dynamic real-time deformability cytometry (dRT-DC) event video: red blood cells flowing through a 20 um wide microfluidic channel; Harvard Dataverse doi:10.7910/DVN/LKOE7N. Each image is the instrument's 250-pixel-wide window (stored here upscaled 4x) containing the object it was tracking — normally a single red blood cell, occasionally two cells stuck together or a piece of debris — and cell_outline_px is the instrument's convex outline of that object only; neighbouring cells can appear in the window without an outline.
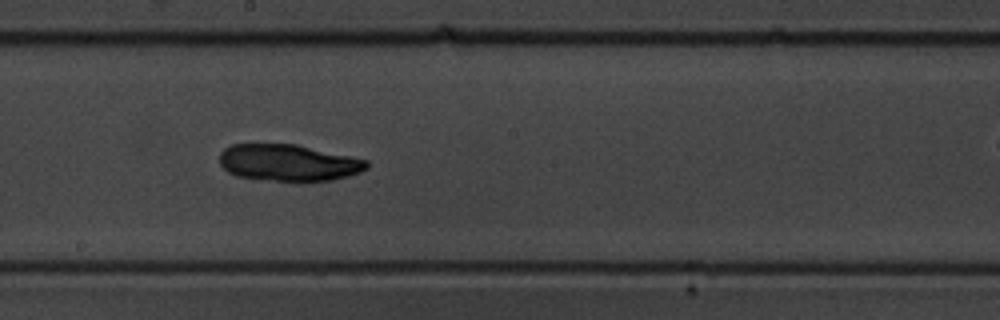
{"species": "common noctule bat (a hibernating species)", "species_latin": "Nyctalus noctula", "temperature_condition": "warm", "stored_images_in_passage": 11, "camera_frame_rate_fps": 3000, "um_per_image_px": 0.085, "animal": {"sex": "male", "body_mass_g": 19.5, "forearm_length_mm": 54.6}, "frame": {"image": 1, "passage_image": 7, "time_ms": 7.667, "image_size_px": [1000, 320], "cell_outline_px": [[368, 168], [360, 172], [348, 176], [332, 180], [276, 180], [236, 176], [228, 172], [220, 164], [220, 152], [224, 148], [232, 144], [296, 144], [368, 160]], "centroid_in_image_um": [24.51, 13.81], "position_along_channel_um": 223.7, "area_um2": 31.1}}
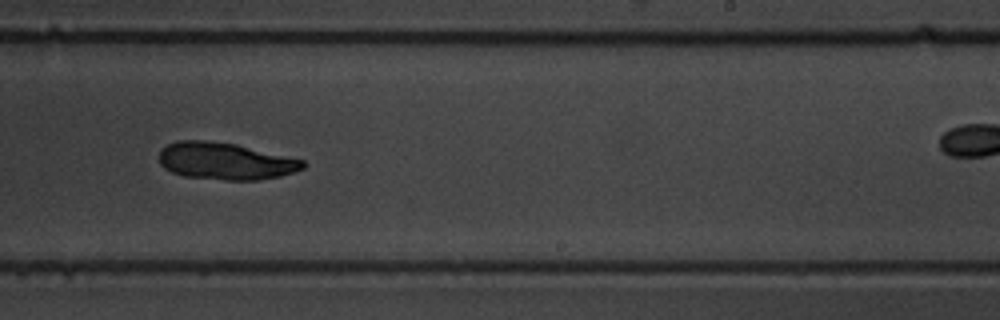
{"frame": {"image": 2, "passage_image": 8, "time_ms": 9.0, "image_size_px": [1000, 320], "cell_outline_px": [[308, 164], [304, 168], [280, 176], [256, 180], [224, 180], [184, 176], [172, 172], [164, 168], [160, 164], [160, 148], [176, 140], [204, 140], [236, 144], [304, 160]], "centroid_in_image_um": [19.14, 13.69], "position_along_channel_um": 269.9, "area_um2": 31.1}}
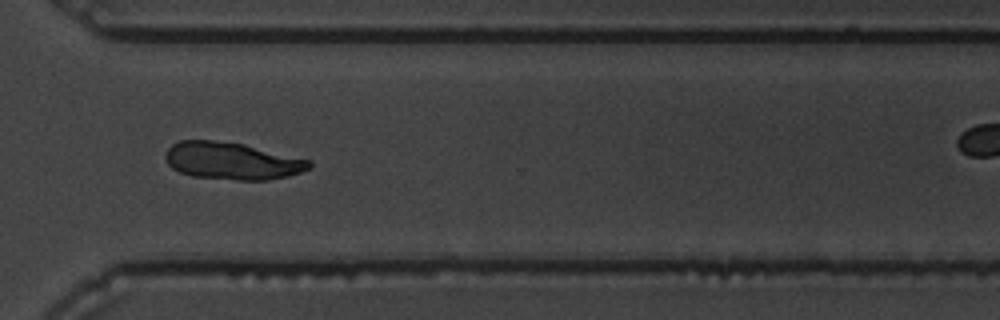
{"frame": {"image": 3, "passage_image": 10, "time_ms": 11.333, "image_size_px": [1000, 320], "cell_outline_px": [[312, 168], [288, 176], [268, 180], [236, 180], [192, 176], [180, 172], [172, 168], [168, 164], [164, 156], [168, 148], [172, 144], [180, 140], [212, 140], [244, 144], [312, 160]], "centroid_in_image_um": [19.74, 13.68], "position_along_channel_um": 350.9, "area_um2": 31.39}}